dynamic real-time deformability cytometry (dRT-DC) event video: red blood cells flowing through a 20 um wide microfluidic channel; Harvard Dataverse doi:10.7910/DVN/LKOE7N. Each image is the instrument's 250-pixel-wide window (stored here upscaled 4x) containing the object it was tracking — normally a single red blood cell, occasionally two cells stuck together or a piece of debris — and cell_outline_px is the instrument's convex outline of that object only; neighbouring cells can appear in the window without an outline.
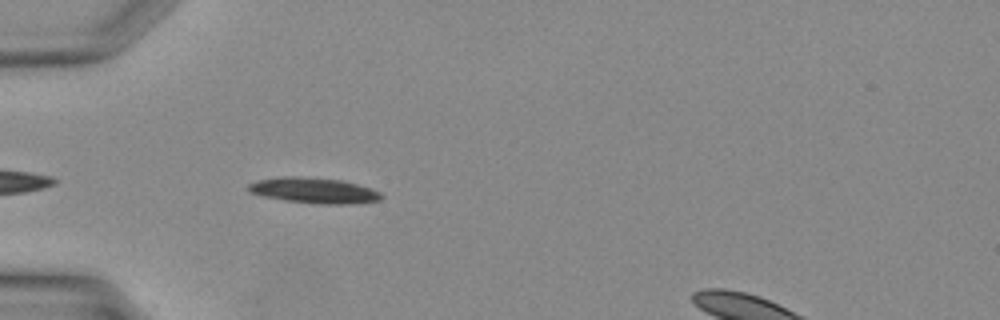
{"species": "Egyptian fruit bat (a non-hibernating species)", "species_latin": "Rousettus aegyptiacus", "temperature_condition": "warm", "stored_images_in_passage": 26, "camera_frame_rate_fps": 3000, "um_per_image_px": 0.085, "animal": {"sex": "female"}, "frame": {"image": 1, "passage_image": 1, "time_ms": 0.0, "image_size_px": [1000, 320], "cell_outline_px": [[384, 196], [380, 200], [348, 204], [320, 204], [284, 200], [264, 196], [248, 192], [244, 188], [248, 184], [256, 180], [284, 176], [296, 176], [344, 180], [372, 188], [380, 192]], "centroid_in_image_um": [26.66, 16.18], "position_along_channel_um": 58.3, "area_um2": 20.06}}
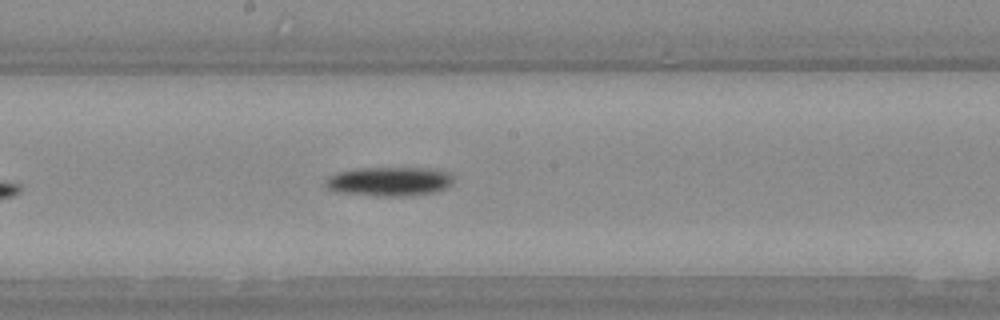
{"frame": {"image": 2, "passage_image": 10, "time_ms": 3.0, "image_size_px": [1000, 320], "cell_outline_px": [[452, 184], [444, 188], [432, 192], [388, 196], [340, 192], [328, 188], [324, 184], [324, 180], [328, 176], [336, 172], [356, 168], [436, 168], [452, 172]], "centroid_in_image_um": [33.08, 15.38], "position_along_channel_um": 215.1, "area_um2": 21.5}}
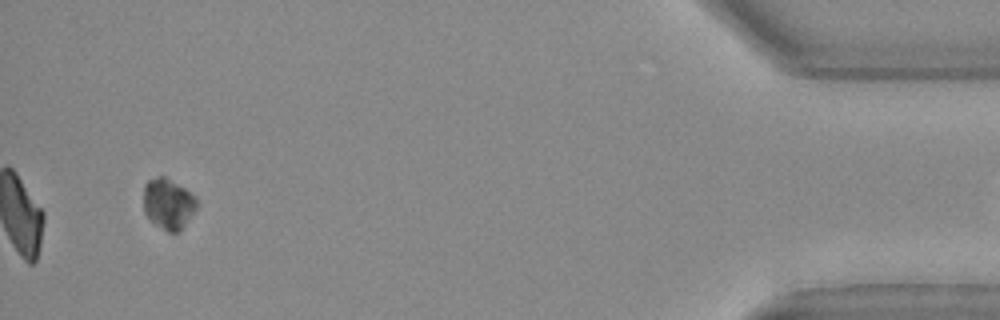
{"frame": {"image": 3, "passage_image": 25, "time_ms": 8.0, "image_size_px": [1000, 320], "cell_outline_px": [[200, 204], [180, 232], [168, 232], [156, 224], [144, 212], [144, 184], [148, 180], [160, 176], [164, 176], [184, 188], [196, 196]], "centroid_in_image_um": [14.34, 17.32], "position_along_channel_um": 420.9, "area_um2": 15.78}}